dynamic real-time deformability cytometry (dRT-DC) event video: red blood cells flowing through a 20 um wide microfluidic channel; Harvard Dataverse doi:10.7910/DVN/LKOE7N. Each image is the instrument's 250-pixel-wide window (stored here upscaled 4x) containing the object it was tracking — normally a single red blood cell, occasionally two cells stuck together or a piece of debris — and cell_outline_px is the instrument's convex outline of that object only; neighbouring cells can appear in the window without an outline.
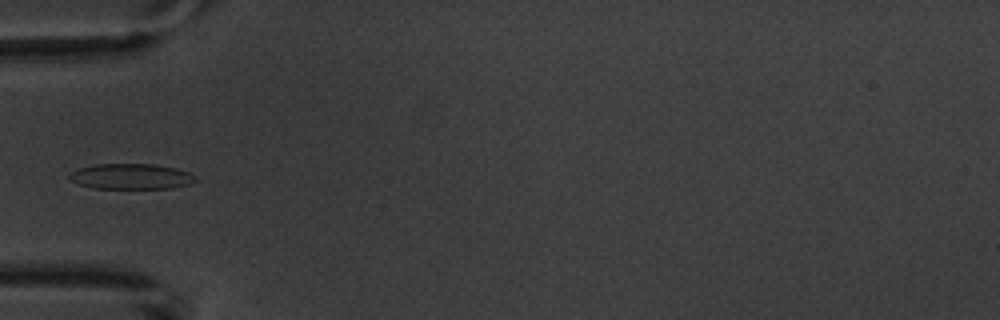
{"species": "common noctule bat (a hibernating species)", "species_latin": "Nyctalus noctula", "temperature_condition": "warm", "stored_images_in_passage": 5, "camera_frame_rate_fps": 3000, "um_per_image_px": 0.085, "animal": {"sex": "male", "body_mass_g": 20.1, "forearm_length_mm": 53.5}, "frame": {"image": 1, "passage_image": 5, "time_ms": 4.667, "image_size_px": [1000, 320], "cell_outline_px": [[196, 180], [192, 184], [172, 188], [92, 188], [80, 184], [72, 180], [68, 176], [76, 168], [96, 164], [152, 164], [176, 168], [188, 172], [196, 176]], "centroid_in_image_um": [11.17, 14.99], "position_along_channel_um": 73.8, "area_um2": 18.73}}